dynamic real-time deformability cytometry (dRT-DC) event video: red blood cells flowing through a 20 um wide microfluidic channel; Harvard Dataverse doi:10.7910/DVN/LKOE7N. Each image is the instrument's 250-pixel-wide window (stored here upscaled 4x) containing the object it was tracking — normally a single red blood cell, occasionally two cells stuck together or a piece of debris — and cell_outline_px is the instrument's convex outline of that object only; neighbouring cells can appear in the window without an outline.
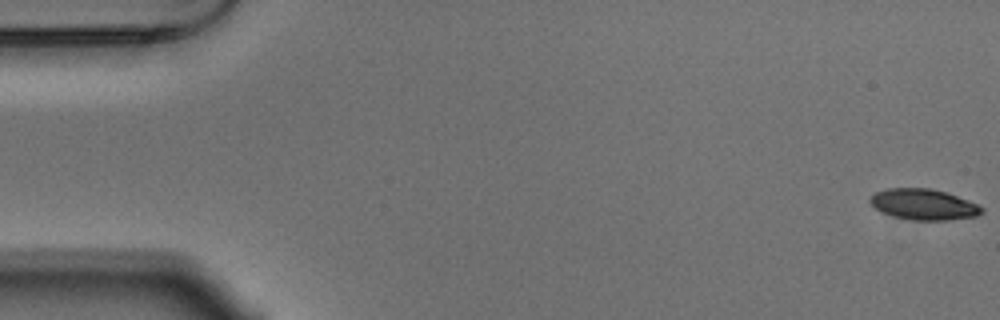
{"species": "Egyptian fruit bat (a non-hibernating species)", "species_latin": "Rousettus aegyptiacus", "temperature_condition": "warm", "stored_images_in_passage": 55, "camera_frame_rate_fps": 3000, "um_per_image_px": 0.085, "animal": {"sex": "male"}, "frame": {"image": 1, "passage_image": 1, "time_ms": 0.0, "image_size_px": [1000, 320], "cell_outline_px": [[984, 212], [976, 216], [948, 220], [916, 220], [896, 216], [884, 212], [876, 208], [868, 200], [876, 192], [888, 188], [932, 188], [956, 196], [976, 204], [984, 208]], "centroid_in_image_um": [78.53, 17.37], "position_along_channel_um": 6.5, "area_um2": 19.65}}
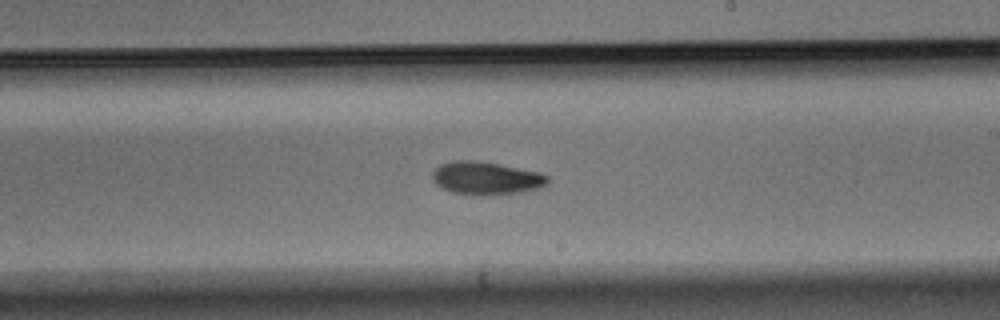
{"frame": {"image": 2, "passage_image": 32, "time_ms": 10.333, "image_size_px": [1000, 320], "cell_outline_px": [[548, 180], [540, 188], [520, 192], [472, 196], [452, 192], [440, 188], [432, 180], [432, 172], [440, 164], [452, 160], [476, 160], [500, 164], [540, 172], [548, 176]], "centroid_in_image_um": [41.26, 15.14], "position_along_channel_um": 247.7, "area_um2": 22.31}}
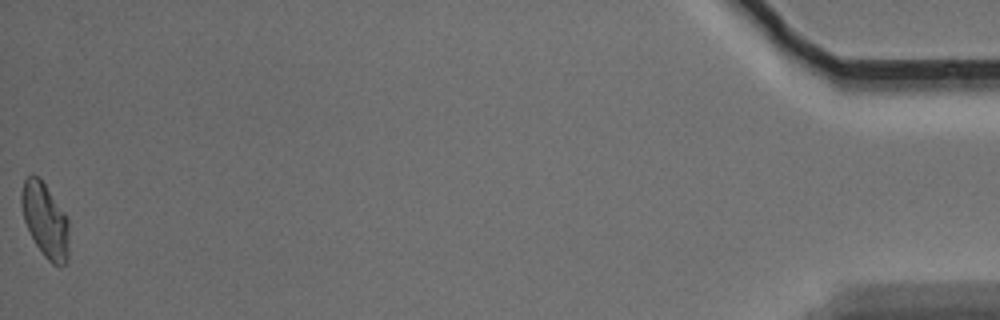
{"frame": {"image": 3, "passage_image": 55, "time_ms": 18.0, "image_size_px": [1000, 320], "cell_outline_px": [[68, 260], [64, 264], [52, 264], [44, 256], [36, 244], [24, 220], [20, 200], [20, 196], [24, 180], [32, 172], [40, 176], [68, 216]], "centroid_in_image_um": [3.84, 18.65], "position_along_channel_um": 431.4, "area_um2": 20.81}, "authors_computed_cell_mechanics": {"area_um2": 21.0392, "velocity_mm_per_s": 3.7009, "shape_relaxation_time_tau1_ms": 3.8048, "shape_relaxation_time_tau2_ms": null, "deformation_change_tau1": 0.1367, "deformation_change_tau2": null}}